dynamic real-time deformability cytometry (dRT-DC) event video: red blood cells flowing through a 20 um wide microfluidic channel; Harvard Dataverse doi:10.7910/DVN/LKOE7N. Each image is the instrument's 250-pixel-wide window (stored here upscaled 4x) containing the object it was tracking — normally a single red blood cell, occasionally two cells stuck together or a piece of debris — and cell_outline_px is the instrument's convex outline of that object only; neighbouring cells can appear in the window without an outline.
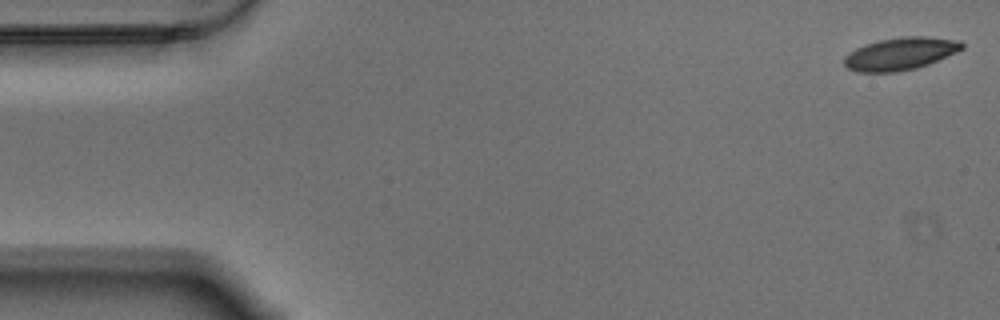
{"species": "Egyptian fruit bat (a non-hibernating species)", "species_latin": "Rousettus aegyptiacus", "temperature_condition": "warm", "stored_images_in_passage": 57, "camera_frame_rate_fps": 3000, "um_per_image_px": 0.085, "animal": {"sex": "male"}, "frame": {"image": 1, "passage_image": 1, "time_ms": 0.0, "image_size_px": [1000, 320], "cell_outline_px": [[964, 48], [956, 52], [928, 64], [916, 68], [896, 72], [860, 72], [848, 68], [844, 64], [844, 56], [848, 52], [864, 44], [880, 40], [904, 36], [928, 36], [960, 40], [964, 44]], "centroid_in_image_um": [76.53, 4.55], "position_along_channel_um": 8.5, "area_um2": 22.37}}
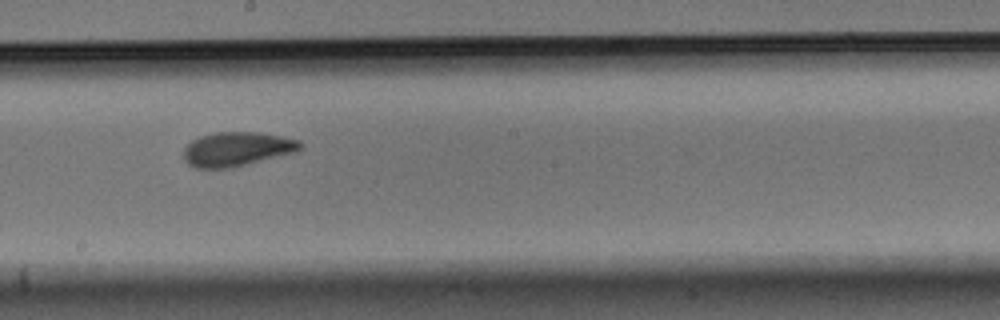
{"frame": {"image": 2, "passage_image": 31, "time_ms": 10.0, "image_size_px": [1000, 320], "cell_outline_px": [[304, 144], [296, 152], [228, 168], [196, 168], [188, 164], [184, 160], [184, 148], [192, 140], [200, 136], [216, 132], [260, 132], [300, 140]], "centroid_in_image_um": [20.13, 12.66], "position_along_channel_um": 228.1, "area_um2": 23.12}}
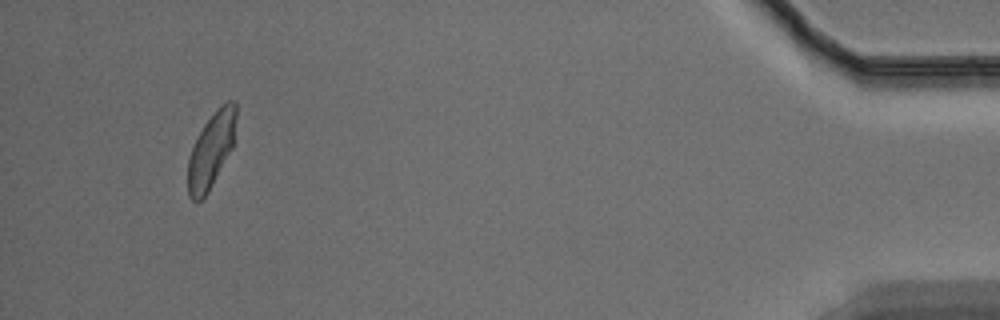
{"frame": {"image": 3, "passage_image": 54, "time_ms": 17.667, "image_size_px": [1000, 320], "cell_outline_px": [[236, 116], [232, 148], [208, 192], [196, 204], [188, 196], [188, 156], [204, 124], [216, 108], [220, 104], [228, 100], [232, 100], [236, 104]], "centroid_in_image_um": [17.94, 12.76], "position_along_channel_um": 417.3, "area_um2": 20.98}, "authors_computed_cell_mechanics": {"area_um2": 22.3686, "velocity_mm_per_s": 3.4458, "shape_relaxation_time_tau1_ms": 5.0706, "shape_relaxation_time_tau2_ms": 1.8862, "deformation_change_tau1": 0.1439, "deformation_change_tau2": 0.0629}}